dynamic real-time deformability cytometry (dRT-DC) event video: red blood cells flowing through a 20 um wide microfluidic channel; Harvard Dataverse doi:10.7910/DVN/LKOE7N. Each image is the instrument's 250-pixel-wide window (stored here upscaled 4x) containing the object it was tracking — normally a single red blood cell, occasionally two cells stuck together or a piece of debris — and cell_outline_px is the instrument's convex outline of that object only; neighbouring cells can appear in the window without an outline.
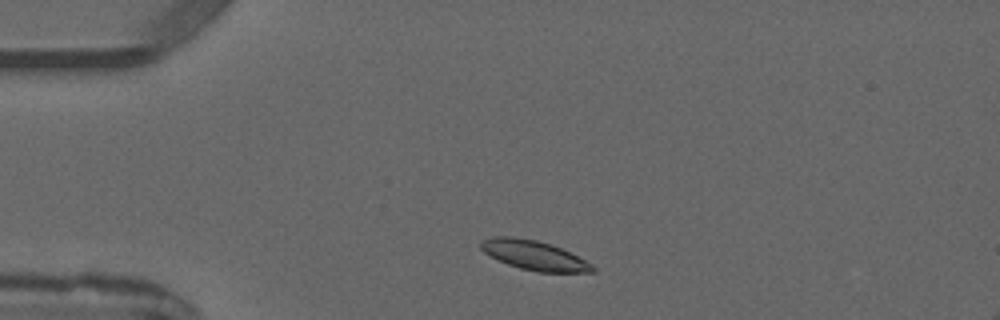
{"species": "common noctule bat (a hibernating species)", "species_latin": "Nyctalus noctula", "temperature_condition": "warm", "stored_images_in_passage": 2, "camera_frame_rate_fps": 3000, "um_per_image_px": 0.085, "animal": {"sex": "male", "forearm_length_mm": 52.5}, "frame": {"image": 1, "passage_image": 1, "time_ms": 0.0, "image_size_px": [1000, 320], "cell_outline_px": [[596, 272], [536, 272], [520, 268], [508, 264], [484, 252], [480, 248], [480, 240], [496, 236], [512, 236], [536, 240], [560, 248], [592, 264], [596, 268]], "centroid_in_image_um": [45.38, 21.7], "position_along_channel_um": 39.6, "area_um2": 18.9}}